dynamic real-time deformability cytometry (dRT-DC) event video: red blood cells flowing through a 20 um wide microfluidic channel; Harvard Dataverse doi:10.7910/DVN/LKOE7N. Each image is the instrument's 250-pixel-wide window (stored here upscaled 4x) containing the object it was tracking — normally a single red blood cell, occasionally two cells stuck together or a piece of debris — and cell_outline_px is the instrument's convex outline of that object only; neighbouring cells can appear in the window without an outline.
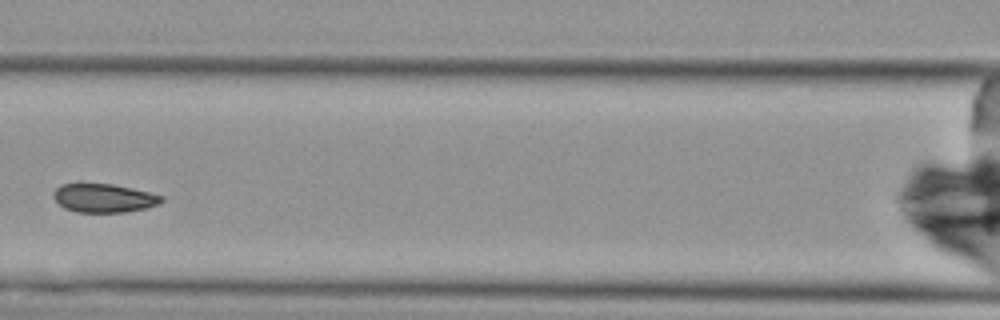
{"species": "Egyptian fruit bat (a non-hibernating species)", "species_latin": "Rousettus aegyptiacus", "temperature_condition": "cold", "stored_images_in_passage": 5, "camera_frame_rate_fps": 3000, "um_per_image_px": 0.085, "animal": {"sex": "female"}, "frame": {"image": 1, "passage_image": 3, "time_ms": 2.333, "image_size_px": [1000, 320], "cell_outline_px": [[164, 200], [160, 204], [148, 208], [124, 212], [76, 212], [64, 208], [52, 196], [52, 192], [60, 184], [112, 184], [148, 192], [164, 196]], "centroid_in_image_um": [8.84, 16.84], "position_along_channel_um": 157.8, "area_um2": 18.03}}
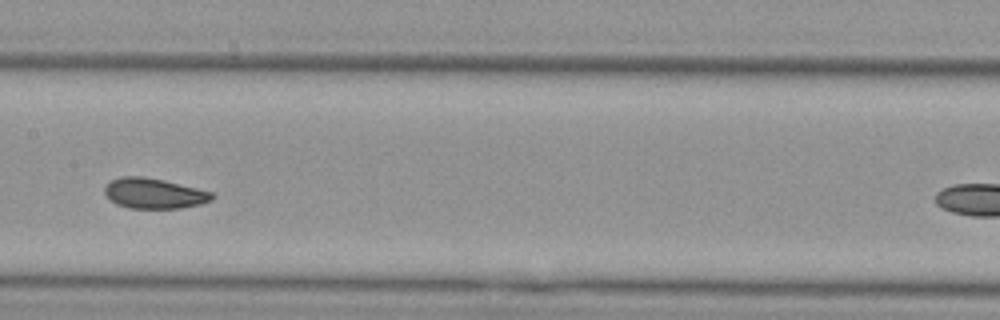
{"frame": {"image": 2, "passage_image": 4, "time_ms": 3.333, "image_size_px": [1000, 320], "cell_outline_px": [[216, 196], [212, 200], [200, 204], [180, 208], [128, 208], [116, 204], [104, 192], [104, 188], [112, 180], [120, 176], [140, 176], [164, 180], [212, 192]], "centroid_in_image_um": [13.11, 16.44], "position_along_channel_um": 194.3, "area_um2": 18.84}}